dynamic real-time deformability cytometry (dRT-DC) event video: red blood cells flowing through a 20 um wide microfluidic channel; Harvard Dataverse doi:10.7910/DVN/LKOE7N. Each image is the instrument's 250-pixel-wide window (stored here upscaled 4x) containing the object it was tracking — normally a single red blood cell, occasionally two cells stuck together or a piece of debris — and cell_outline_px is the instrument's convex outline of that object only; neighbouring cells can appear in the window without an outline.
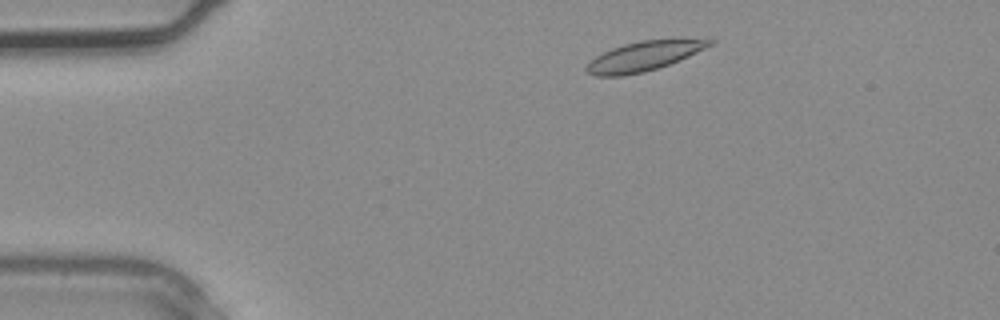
{"species": "common noctule bat (a hibernating species)", "species_latin": "Nyctalus noctula", "temperature_condition": "warm", "stored_images_in_passage": 2, "camera_frame_rate_fps": 3000, "um_per_image_px": 0.085, "animal": {"sex": "male", "body_mass_g": 20.4}, "frame": {"image": 1, "passage_image": 1, "time_ms": 0.0, "image_size_px": [1000, 320], "cell_outline_px": [[716, 44], [688, 56], [668, 64], [644, 72], [624, 76], [596, 76], [588, 72], [584, 68], [596, 56], [612, 48], [624, 44], [640, 40], [716, 40]], "centroid_in_image_um": [54.71, 4.79], "position_along_channel_um": 30.3, "area_um2": 20.75}}